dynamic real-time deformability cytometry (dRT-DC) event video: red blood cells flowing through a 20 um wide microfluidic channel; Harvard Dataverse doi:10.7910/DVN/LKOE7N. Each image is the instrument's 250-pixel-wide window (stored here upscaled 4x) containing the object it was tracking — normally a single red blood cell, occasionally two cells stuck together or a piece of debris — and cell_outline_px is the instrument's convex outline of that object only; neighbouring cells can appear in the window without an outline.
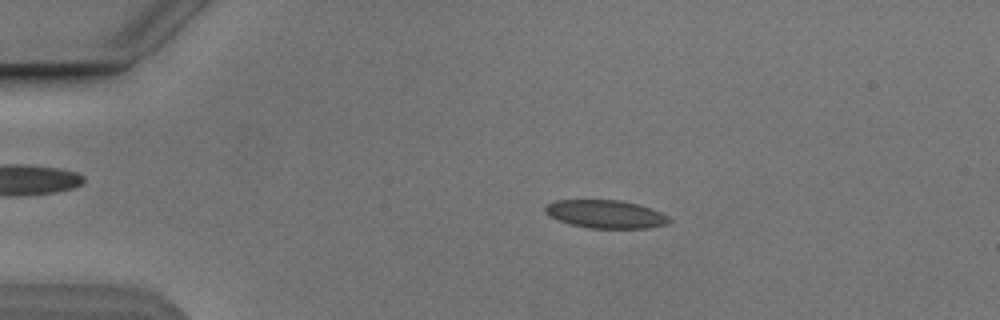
{"species": "Egyptian fruit bat (a non-hibernating species)", "species_latin": "Rousettus aegyptiacus", "temperature_condition": "cold", "stored_images_in_passage": 5, "camera_frame_rate_fps": 3000, "um_per_image_px": 0.085, "animal": {"sex": "male"}, "frame": {"image": 1, "passage_image": 2, "time_ms": 1.333, "image_size_px": [1000, 320], "cell_outline_px": [[672, 220], [668, 224], [648, 228], [588, 228], [572, 224], [560, 220], [544, 212], [544, 208], [548, 204], [556, 200], [620, 200], [636, 204], [660, 212], [668, 216]], "centroid_in_image_um": [51.5, 18.2], "position_along_channel_um": 33.5, "area_um2": 20.06}}
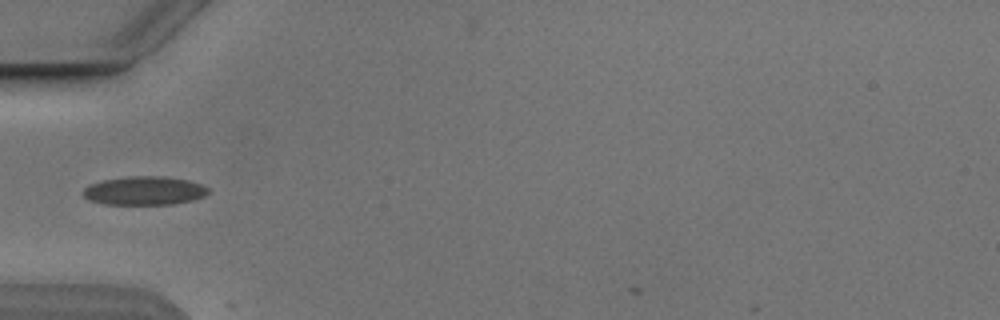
{"frame": {"image": 2, "passage_image": 4, "time_ms": 3.667, "image_size_px": [1000, 320], "cell_outline_px": [[208, 192], [204, 196], [192, 200], [172, 204], [104, 204], [88, 200], [80, 192], [84, 188], [92, 184], [104, 180], [128, 176], [164, 176], [188, 180], [200, 184], [208, 188]], "centroid_in_image_um": [12.24, 16.21], "position_along_channel_um": 72.8, "area_um2": 20.81}}
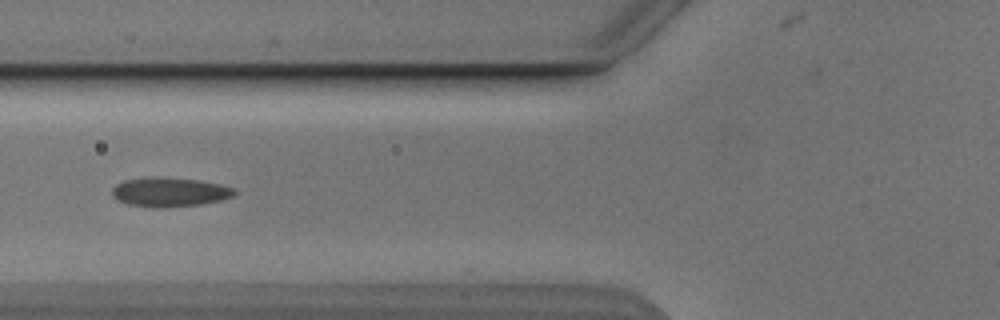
{"frame": {"image": 3, "passage_image": 5, "time_ms": 4.667, "image_size_px": [1000, 320], "cell_outline_px": [[236, 192], [232, 196], [220, 200], [200, 204], [160, 208], [152, 208], [128, 204], [116, 200], [112, 196], [112, 188], [116, 184], [124, 180], [152, 176], [156, 176], [200, 180], [236, 188]], "centroid_in_image_um": [14.37, 16.32], "position_along_channel_um": 111.4, "area_um2": 21.04}}